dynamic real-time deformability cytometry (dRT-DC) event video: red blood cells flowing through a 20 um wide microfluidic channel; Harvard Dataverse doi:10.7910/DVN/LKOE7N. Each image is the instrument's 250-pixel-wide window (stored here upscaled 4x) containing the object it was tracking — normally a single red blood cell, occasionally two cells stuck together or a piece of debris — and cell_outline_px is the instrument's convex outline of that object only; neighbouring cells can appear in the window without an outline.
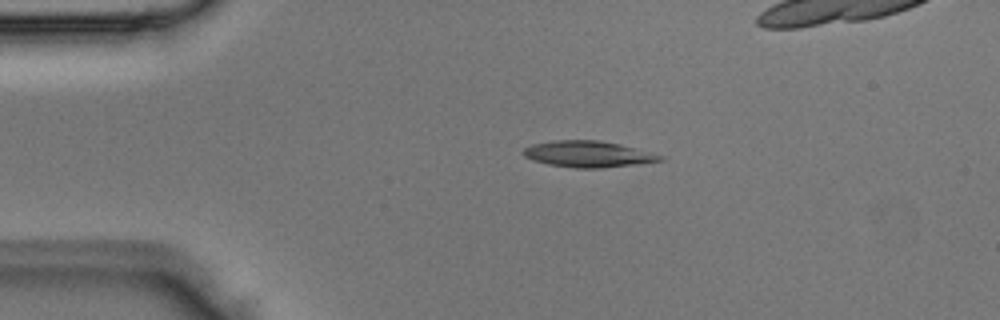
{"species": "Egyptian fruit bat (a non-hibernating species)", "species_latin": "Rousettus aegyptiacus", "temperature_condition": "room temperature", "stored_images_in_passage": 3, "camera_frame_rate_fps": 3000, "um_per_image_px": 0.085, "animal": {"sex": "male"}, "frame": {"image": 1, "passage_image": 1, "time_ms": 0.0, "image_size_px": [1000, 320], "cell_outline_px": [[664, 160], [640, 164], [600, 168], [572, 168], [548, 164], [532, 160], [524, 156], [520, 152], [524, 148], [532, 144], [552, 140], [600, 140], [620, 144], [664, 156]], "centroid_in_image_um": [49.96, 13.1], "position_along_channel_um": 35.0, "area_um2": 21.1}}
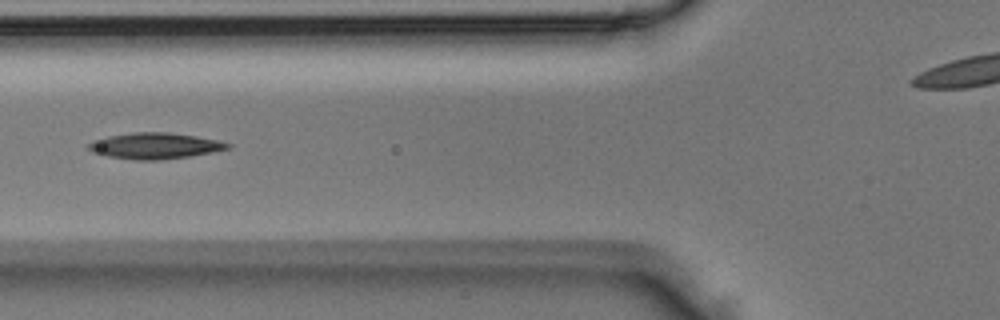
{"frame": {"image": 2, "passage_image": 3, "time_ms": 0.667, "image_size_px": [1000, 320], "cell_outline_px": [[232, 144], [228, 148], [212, 152], [188, 156], [160, 160], [136, 160], [108, 156], [92, 152], [88, 148], [88, 144], [96, 140], [108, 136], [132, 132], [168, 132], [196, 136], [216, 140]], "centroid_in_image_um": [13.15, 12.39], "position_along_channel_um": 112.6, "area_um2": 20.87}}